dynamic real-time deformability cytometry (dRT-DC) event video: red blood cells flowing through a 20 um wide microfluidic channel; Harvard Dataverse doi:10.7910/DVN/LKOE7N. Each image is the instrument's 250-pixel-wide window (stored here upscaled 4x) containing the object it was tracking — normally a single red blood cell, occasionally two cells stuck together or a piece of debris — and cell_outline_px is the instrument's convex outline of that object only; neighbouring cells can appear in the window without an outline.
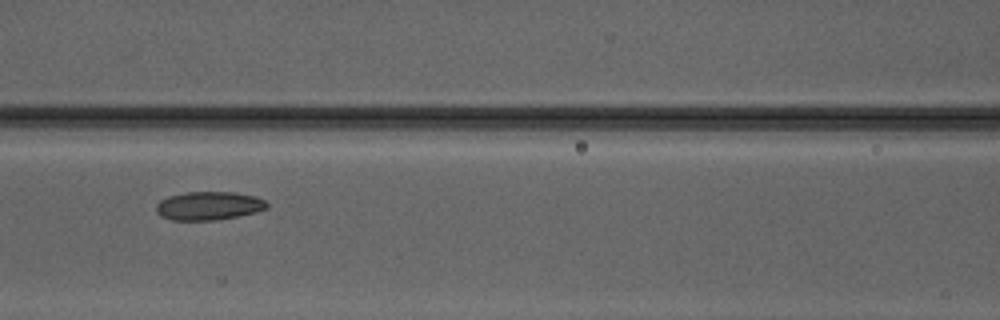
{"species": "Egyptian fruit bat (a non-hibernating species)", "species_latin": "Rousettus aegyptiacus", "temperature_condition": "warm", "stored_images_in_passage": 4, "camera_frame_rate_fps": 3000, "um_per_image_px": 0.085, "animal": {"sex": "male"}, "frame": {"image": 1, "passage_image": 4, "time_ms": 3.667, "image_size_px": [1000, 320], "cell_outline_px": [[268, 208], [256, 212], [216, 220], [172, 220], [160, 216], [156, 212], [156, 204], [160, 200], [168, 196], [188, 192], [236, 192], [256, 196], [264, 200], [268, 204]], "centroid_in_image_um": [17.74, 17.49], "position_along_channel_um": 148.9, "area_um2": 18.44}}